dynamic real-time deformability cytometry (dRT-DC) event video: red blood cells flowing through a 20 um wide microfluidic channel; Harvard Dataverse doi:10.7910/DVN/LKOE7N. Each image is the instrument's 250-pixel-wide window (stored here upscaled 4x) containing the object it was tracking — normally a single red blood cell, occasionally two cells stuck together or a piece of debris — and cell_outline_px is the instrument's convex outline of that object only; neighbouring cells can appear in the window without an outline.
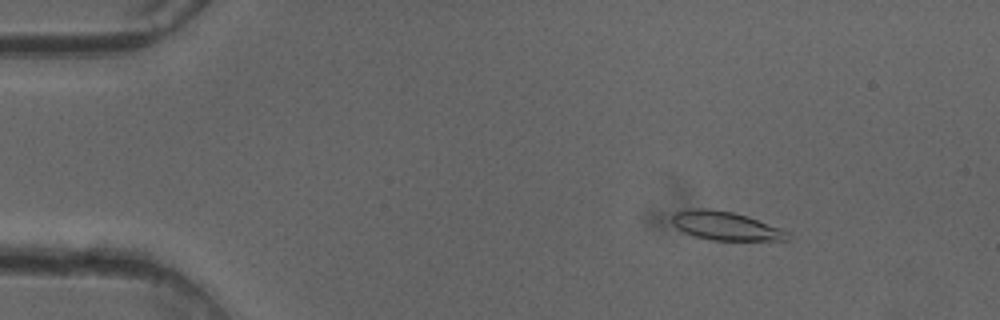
{"species": "common noctule bat (a hibernating species)", "species_latin": "Nyctalus noctula", "temperature_condition": "cold", "stored_images_in_passage": 50, "camera_frame_rate_fps": 3000, "um_per_image_px": 0.085, "animal": {"sex": "female"}, "frame": {"image": 1, "passage_image": 7, "time_ms": 2.0, "image_size_px": [1000, 320], "cell_outline_px": [[792, 236], [788, 240], [712, 240], [696, 236], [684, 232], [676, 228], [672, 224], [672, 216], [676, 212], [692, 208], [708, 208], [732, 212], [748, 216], [780, 228], [788, 232]], "centroid_in_image_um": [61.68, 19.19], "position_along_channel_um": 23.3, "area_um2": 19.25}}
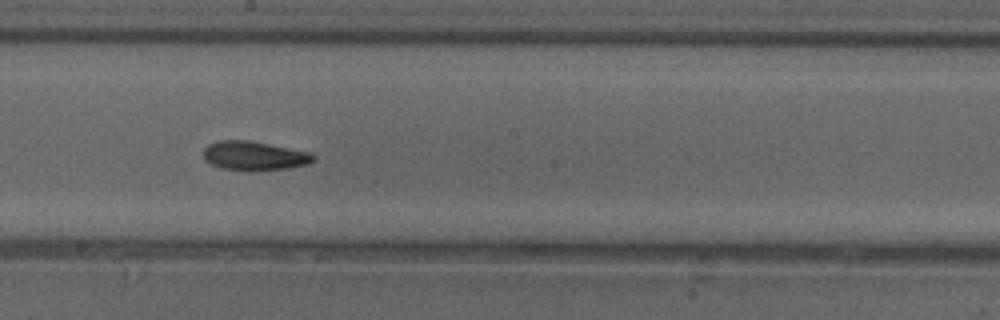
{"frame": {"image": 2, "passage_image": 28, "time_ms": 9.0, "image_size_px": [1000, 320], "cell_outline_px": [[316, 160], [308, 164], [288, 168], [220, 168], [204, 160], [204, 148], [208, 144], [220, 140], [248, 140], [312, 152], [316, 156]], "centroid_in_image_um": [21.65, 13.19], "position_along_channel_um": 226.6, "area_um2": 18.03}}
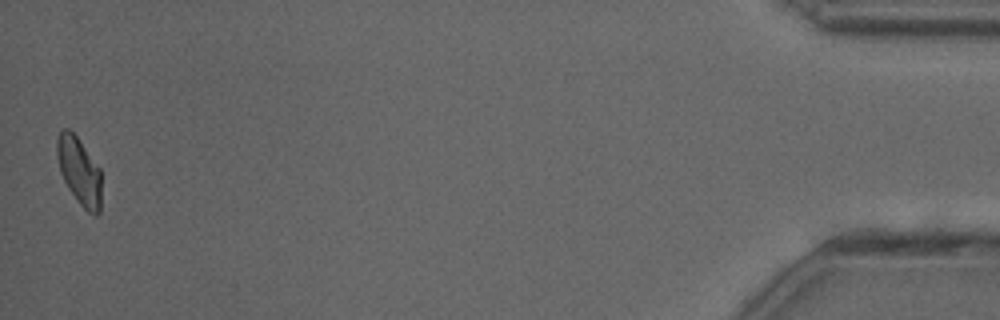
{"frame": {"image": 3, "passage_image": 50, "time_ms": 16.333, "image_size_px": [1000, 320], "cell_outline_px": [[100, 212], [96, 216], [88, 212], [80, 204], [68, 188], [60, 172], [56, 156], [56, 140], [60, 132], [64, 128], [68, 128], [76, 136], [100, 168]], "centroid_in_image_um": [6.71, 14.54], "position_along_channel_um": 428.5, "area_um2": 17.34}, "authors_computed_cell_mechanics": {"area_um2": 18.5249, "velocity_mm_per_s": 4.0732, "shape_relaxation_time_tau1_ms": 6.0759, "shape_relaxation_time_tau2_ms": 3.3801, "deformation_change_tau1": 0.1513, "deformation_change_tau2": 0.0913}}